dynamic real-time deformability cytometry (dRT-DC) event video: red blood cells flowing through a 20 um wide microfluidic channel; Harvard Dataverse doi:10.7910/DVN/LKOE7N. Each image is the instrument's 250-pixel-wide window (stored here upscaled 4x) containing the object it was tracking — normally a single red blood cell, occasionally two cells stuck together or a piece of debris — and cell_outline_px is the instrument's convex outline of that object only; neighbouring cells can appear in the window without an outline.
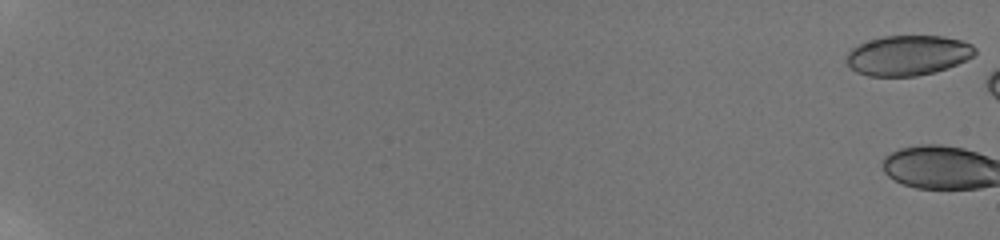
{"species": "human", "species_latin": "Homo sapiens", "temperature_condition": "room temperature", "stored_images_in_passage": 3, "camera_frame_rate_fps": 3000, "um_per_image_px": 0.085, "donor": {"sex": "male"}, "frame": {"image": 1, "passage_image": 1, "time_ms": 0.0, "image_size_px": [1000, 240], "cell_outline_px": [[976, 52], [972, 56], [948, 68], [936, 72], [916, 76], [868, 76], [856, 72], [848, 64], [848, 52], [852, 48], [860, 44], [884, 36], [944, 36], [960, 40], [972, 44], [976, 48]], "centroid_in_image_um": [77.2, 4.71], "position_along_channel_um": 7.8, "area_um2": 29.77}}